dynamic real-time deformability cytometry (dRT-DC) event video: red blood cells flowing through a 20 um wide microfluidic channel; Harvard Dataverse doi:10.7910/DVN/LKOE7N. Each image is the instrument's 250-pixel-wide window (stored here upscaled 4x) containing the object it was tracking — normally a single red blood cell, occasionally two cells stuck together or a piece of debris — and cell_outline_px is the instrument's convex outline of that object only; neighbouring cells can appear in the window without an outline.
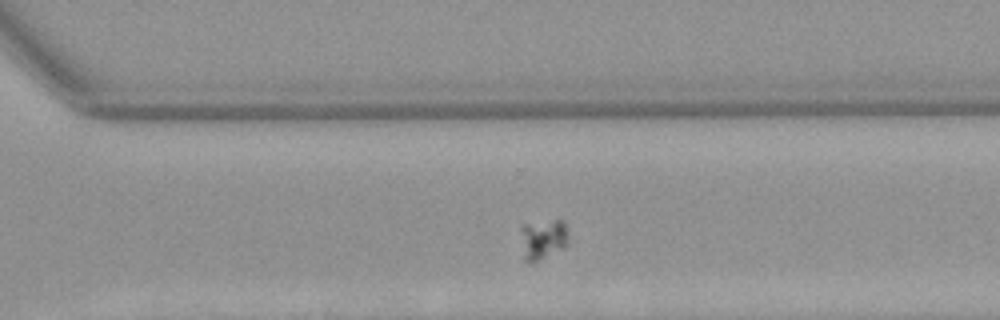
{"species": "Egyptian fruit bat (a non-hibernating species)", "species_latin": "Rousettus aegyptiacus", "temperature_condition": "warm", "stored_images_in_passage": 29, "camera_frame_rate_fps": 3000, "um_per_image_px": 0.085, "animal": {"sex": "female"}, "frame": {"image": 1, "passage_image": 21, "time_ms": 6.667, "image_size_px": [1000, 320], "cell_outline_px": [[564, 248], [528, 264], [524, 260], [520, 228], [520, 224], [556, 220], [564, 220]], "centroid_in_image_um": [46.05, 20.33], "position_along_channel_um": 324.6, "area_um2": 10.75}}
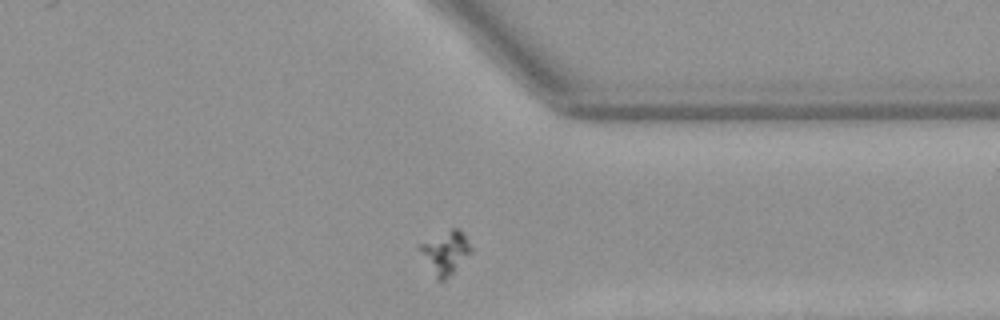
{"frame": {"image": 2, "passage_image": 25, "time_ms": 8.0, "image_size_px": [1000, 320], "cell_outline_px": [[472, 252], [444, 280], [436, 280], [420, 248], [420, 244], [452, 228], [460, 228], [472, 248]], "centroid_in_image_um": [37.91, 21.45], "position_along_channel_um": 373.5, "area_um2": 12.14}}